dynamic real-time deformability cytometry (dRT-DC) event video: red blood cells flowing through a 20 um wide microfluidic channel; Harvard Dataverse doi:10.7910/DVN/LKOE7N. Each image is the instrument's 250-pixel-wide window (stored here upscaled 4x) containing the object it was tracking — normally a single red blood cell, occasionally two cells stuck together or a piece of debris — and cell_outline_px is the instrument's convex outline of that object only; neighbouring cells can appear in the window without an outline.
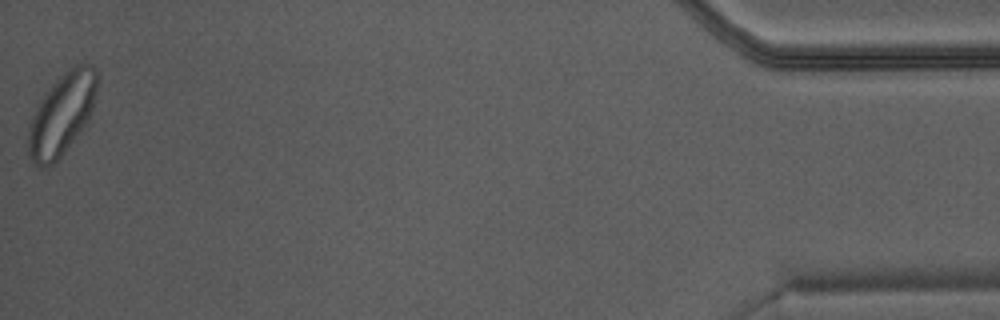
{"species": "Egyptian fruit bat (a non-hibernating species)", "species_latin": "Rousettus aegyptiacus", "temperature_condition": "warm", "stored_images_in_passage": 36, "camera_frame_rate_fps": 3000, "um_per_image_px": 0.085, "animal": {"sex": "male"}, "frame": {"image": 1, "passage_image": 36, "time_ms": 11.667, "image_size_px": [1000, 320], "cell_outline_px": [[100, 80], [92, 108], [80, 132], [64, 152], [48, 168], [40, 168], [28, 156], [28, 128], [32, 116], [44, 92], [64, 72], [76, 64], [92, 64], [96, 68]], "centroid_in_image_um": [5.26, 9.68], "position_along_channel_um": 429.9, "area_um2": 32.77}}